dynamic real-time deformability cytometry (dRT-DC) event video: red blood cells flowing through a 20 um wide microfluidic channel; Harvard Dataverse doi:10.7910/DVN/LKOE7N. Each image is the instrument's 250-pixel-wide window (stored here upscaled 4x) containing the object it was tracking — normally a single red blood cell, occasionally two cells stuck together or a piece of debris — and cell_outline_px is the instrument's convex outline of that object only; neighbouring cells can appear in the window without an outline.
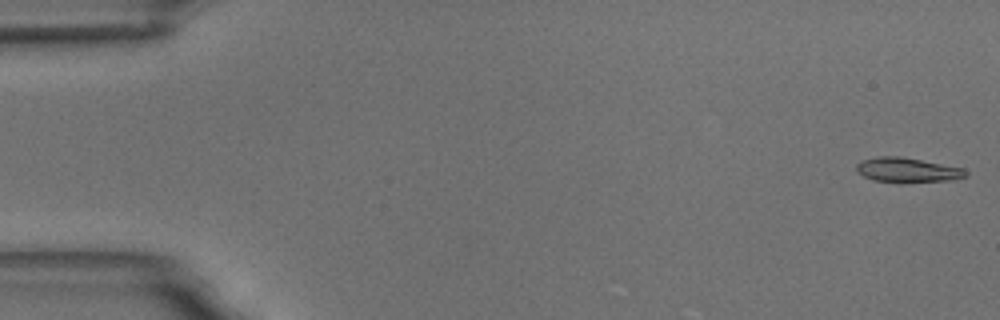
{"species": "common noctule bat (a hibernating species)", "species_latin": "Nyctalus noctula", "temperature_condition": "room temperature", "stored_images_in_passage": 6, "camera_frame_rate_fps": 3000, "um_per_image_px": 0.085, "animal": {"sex": "male", "body_mass_g": 18.8}, "frame": {"image": 1, "passage_image": 1, "time_ms": 0.0, "image_size_px": [1000, 320], "cell_outline_px": [[968, 176], [956, 180], [872, 180], [856, 172], [856, 164], [860, 160], [876, 156], [900, 156], [964, 168], [968, 172]], "centroid_in_image_um": [77.12, 14.4], "position_along_channel_um": 7.9, "area_um2": 15.2}}
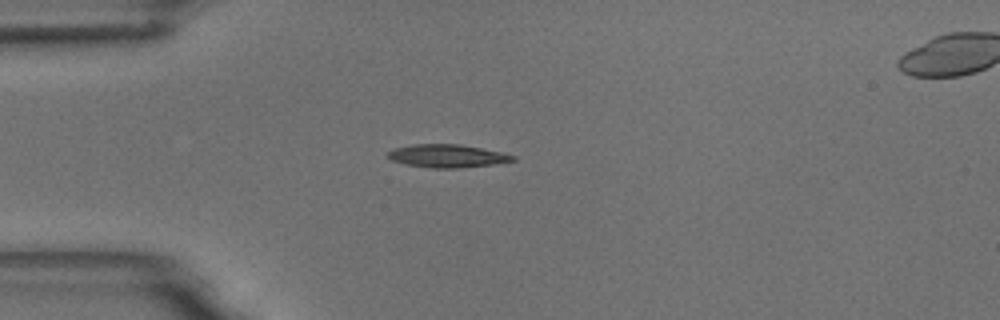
{"frame": {"image": 2, "passage_image": 5, "time_ms": 4.667, "image_size_px": [1000, 320], "cell_outline_px": [[516, 160], [492, 164], [456, 168], [432, 168], [404, 164], [392, 160], [384, 156], [392, 148], [412, 144], [460, 144], [500, 152], [516, 156]], "centroid_in_image_um": [37.94, 13.25], "position_along_channel_um": 47.1, "area_um2": 16.76}}